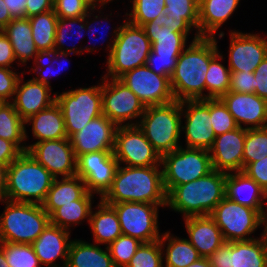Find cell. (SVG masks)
Wrapping results in <instances>:
<instances>
[{"label":"cell","instance_id":"obj_1","mask_svg":"<svg viewBox=\"0 0 267 267\" xmlns=\"http://www.w3.org/2000/svg\"><path fill=\"white\" fill-rule=\"evenodd\" d=\"M215 37L196 34L191 45L178 57L170 83L175 100H203L205 77L210 61L219 54Z\"/></svg>","mask_w":267,"mask_h":267},{"label":"cell","instance_id":"obj_2","mask_svg":"<svg viewBox=\"0 0 267 267\" xmlns=\"http://www.w3.org/2000/svg\"><path fill=\"white\" fill-rule=\"evenodd\" d=\"M157 166L116 169L111 187L101 197L105 203L140 202L167 205L163 172Z\"/></svg>","mask_w":267,"mask_h":267},{"label":"cell","instance_id":"obj_3","mask_svg":"<svg viewBox=\"0 0 267 267\" xmlns=\"http://www.w3.org/2000/svg\"><path fill=\"white\" fill-rule=\"evenodd\" d=\"M227 172L213 170L208 175L173 187L166 204L186 217L208 216L225 197Z\"/></svg>","mask_w":267,"mask_h":267},{"label":"cell","instance_id":"obj_4","mask_svg":"<svg viewBox=\"0 0 267 267\" xmlns=\"http://www.w3.org/2000/svg\"><path fill=\"white\" fill-rule=\"evenodd\" d=\"M54 177L28 152H22L7 167L5 198L9 201L42 204ZM28 197V198H27ZM29 197H35L32 200Z\"/></svg>","mask_w":267,"mask_h":267},{"label":"cell","instance_id":"obj_5","mask_svg":"<svg viewBox=\"0 0 267 267\" xmlns=\"http://www.w3.org/2000/svg\"><path fill=\"white\" fill-rule=\"evenodd\" d=\"M0 216V242L32 244L50 223L41 204L7 201Z\"/></svg>","mask_w":267,"mask_h":267},{"label":"cell","instance_id":"obj_6","mask_svg":"<svg viewBox=\"0 0 267 267\" xmlns=\"http://www.w3.org/2000/svg\"><path fill=\"white\" fill-rule=\"evenodd\" d=\"M183 101L174 100L163 105L148 106L138 126L160 157L177 148L180 135Z\"/></svg>","mask_w":267,"mask_h":267},{"label":"cell","instance_id":"obj_7","mask_svg":"<svg viewBox=\"0 0 267 267\" xmlns=\"http://www.w3.org/2000/svg\"><path fill=\"white\" fill-rule=\"evenodd\" d=\"M108 58L109 75L119 78L125 72L145 65L152 44L142 26L129 22L118 28Z\"/></svg>","mask_w":267,"mask_h":267},{"label":"cell","instance_id":"obj_8","mask_svg":"<svg viewBox=\"0 0 267 267\" xmlns=\"http://www.w3.org/2000/svg\"><path fill=\"white\" fill-rule=\"evenodd\" d=\"M210 151L177 148L161 157L163 183L168 193L173 187L197 180L213 171Z\"/></svg>","mask_w":267,"mask_h":267},{"label":"cell","instance_id":"obj_9","mask_svg":"<svg viewBox=\"0 0 267 267\" xmlns=\"http://www.w3.org/2000/svg\"><path fill=\"white\" fill-rule=\"evenodd\" d=\"M63 118L67 137L70 139L92 119L102 114V85L80 88L55 96Z\"/></svg>","mask_w":267,"mask_h":267},{"label":"cell","instance_id":"obj_10","mask_svg":"<svg viewBox=\"0 0 267 267\" xmlns=\"http://www.w3.org/2000/svg\"><path fill=\"white\" fill-rule=\"evenodd\" d=\"M220 228L227 242L248 241L245 238L264 223V217L255 209L243 206L224 197L209 215Z\"/></svg>","mask_w":267,"mask_h":267},{"label":"cell","instance_id":"obj_11","mask_svg":"<svg viewBox=\"0 0 267 267\" xmlns=\"http://www.w3.org/2000/svg\"><path fill=\"white\" fill-rule=\"evenodd\" d=\"M106 204L115 209L122 235L131 236L142 243L160 240L157 230V205L140 202Z\"/></svg>","mask_w":267,"mask_h":267},{"label":"cell","instance_id":"obj_12","mask_svg":"<svg viewBox=\"0 0 267 267\" xmlns=\"http://www.w3.org/2000/svg\"><path fill=\"white\" fill-rule=\"evenodd\" d=\"M118 79L140 99L145 107L163 105L175 100L170 78L156 74L149 65L145 64L127 71Z\"/></svg>","mask_w":267,"mask_h":267},{"label":"cell","instance_id":"obj_13","mask_svg":"<svg viewBox=\"0 0 267 267\" xmlns=\"http://www.w3.org/2000/svg\"><path fill=\"white\" fill-rule=\"evenodd\" d=\"M113 153L118 164L123 161L129 167L155 166L158 161L161 164V157L134 123L117 127Z\"/></svg>","mask_w":267,"mask_h":267},{"label":"cell","instance_id":"obj_14","mask_svg":"<svg viewBox=\"0 0 267 267\" xmlns=\"http://www.w3.org/2000/svg\"><path fill=\"white\" fill-rule=\"evenodd\" d=\"M208 260L211 267H267V234L261 240L225 241Z\"/></svg>","mask_w":267,"mask_h":267},{"label":"cell","instance_id":"obj_15","mask_svg":"<svg viewBox=\"0 0 267 267\" xmlns=\"http://www.w3.org/2000/svg\"><path fill=\"white\" fill-rule=\"evenodd\" d=\"M118 165L113 151L85 153L77 158L76 175L84 181L88 192L103 196L112 185Z\"/></svg>","mask_w":267,"mask_h":267},{"label":"cell","instance_id":"obj_16","mask_svg":"<svg viewBox=\"0 0 267 267\" xmlns=\"http://www.w3.org/2000/svg\"><path fill=\"white\" fill-rule=\"evenodd\" d=\"M27 152L54 178L58 174L64 177L76 175L77 158L69 138L36 142L27 147Z\"/></svg>","mask_w":267,"mask_h":267},{"label":"cell","instance_id":"obj_17","mask_svg":"<svg viewBox=\"0 0 267 267\" xmlns=\"http://www.w3.org/2000/svg\"><path fill=\"white\" fill-rule=\"evenodd\" d=\"M140 99L118 78L102 85V114L117 126L127 119L142 116L145 111Z\"/></svg>","mask_w":267,"mask_h":267},{"label":"cell","instance_id":"obj_18","mask_svg":"<svg viewBox=\"0 0 267 267\" xmlns=\"http://www.w3.org/2000/svg\"><path fill=\"white\" fill-rule=\"evenodd\" d=\"M117 127L105 115L92 119L70 138L76 158L85 153L114 151Z\"/></svg>","mask_w":267,"mask_h":267},{"label":"cell","instance_id":"obj_19","mask_svg":"<svg viewBox=\"0 0 267 267\" xmlns=\"http://www.w3.org/2000/svg\"><path fill=\"white\" fill-rule=\"evenodd\" d=\"M245 136L246 128L237 127L215 137L209 149L212 154L214 153L210 155L213 170L223 173L224 170H236V172L243 170Z\"/></svg>","mask_w":267,"mask_h":267},{"label":"cell","instance_id":"obj_20","mask_svg":"<svg viewBox=\"0 0 267 267\" xmlns=\"http://www.w3.org/2000/svg\"><path fill=\"white\" fill-rule=\"evenodd\" d=\"M267 56V40L257 35L231 32L230 71L254 72Z\"/></svg>","mask_w":267,"mask_h":267},{"label":"cell","instance_id":"obj_21","mask_svg":"<svg viewBox=\"0 0 267 267\" xmlns=\"http://www.w3.org/2000/svg\"><path fill=\"white\" fill-rule=\"evenodd\" d=\"M220 99L227 106L238 127H242V122L254 124V127L247 129L267 127V101L255 93L228 91Z\"/></svg>","mask_w":267,"mask_h":267},{"label":"cell","instance_id":"obj_22","mask_svg":"<svg viewBox=\"0 0 267 267\" xmlns=\"http://www.w3.org/2000/svg\"><path fill=\"white\" fill-rule=\"evenodd\" d=\"M189 103L186 113V139L188 148L209 150L215 140L209 115V98L203 100H186Z\"/></svg>","mask_w":267,"mask_h":267},{"label":"cell","instance_id":"obj_23","mask_svg":"<svg viewBox=\"0 0 267 267\" xmlns=\"http://www.w3.org/2000/svg\"><path fill=\"white\" fill-rule=\"evenodd\" d=\"M187 34L173 32V36L154 37V43L152 44L151 52L149 53L146 61V65H154L158 62L159 68L152 69L158 75L171 77L177 64L178 57L182 53L185 47V41ZM158 66V65H156Z\"/></svg>","mask_w":267,"mask_h":267},{"label":"cell","instance_id":"obj_24","mask_svg":"<svg viewBox=\"0 0 267 267\" xmlns=\"http://www.w3.org/2000/svg\"><path fill=\"white\" fill-rule=\"evenodd\" d=\"M185 222L190 236L188 241L201 257L208 258L225 242L220 228L209 215L186 217Z\"/></svg>","mask_w":267,"mask_h":267},{"label":"cell","instance_id":"obj_25","mask_svg":"<svg viewBox=\"0 0 267 267\" xmlns=\"http://www.w3.org/2000/svg\"><path fill=\"white\" fill-rule=\"evenodd\" d=\"M20 81L19 78L15 90L17 96L12 104L24 121L56 102V98L51 99L48 94L50 86L31 79L19 87Z\"/></svg>","mask_w":267,"mask_h":267},{"label":"cell","instance_id":"obj_26","mask_svg":"<svg viewBox=\"0 0 267 267\" xmlns=\"http://www.w3.org/2000/svg\"><path fill=\"white\" fill-rule=\"evenodd\" d=\"M69 232L64 228L48 224L40 236L31 244L40 263L52 264L54 260L60 256L65 258V266L68 260L69 248L68 242Z\"/></svg>","mask_w":267,"mask_h":267},{"label":"cell","instance_id":"obj_27","mask_svg":"<svg viewBox=\"0 0 267 267\" xmlns=\"http://www.w3.org/2000/svg\"><path fill=\"white\" fill-rule=\"evenodd\" d=\"M247 190L251 192V196L240 199L241 193ZM259 195L267 198L266 191L244 172L239 171L235 175L226 174L225 197L233 202L257 210L264 217L266 214L262 209Z\"/></svg>","mask_w":267,"mask_h":267},{"label":"cell","instance_id":"obj_28","mask_svg":"<svg viewBox=\"0 0 267 267\" xmlns=\"http://www.w3.org/2000/svg\"><path fill=\"white\" fill-rule=\"evenodd\" d=\"M2 31L11 42L15 59L19 58L24 63L35 54L36 61L44 60L34 44L29 18L13 19Z\"/></svg>","mask_w":267,"mask_h":267},{"label":"cell","instance_id":"obj_29","mask_svg":"<svg viewBox=\"0 0 267 267\" xmlns=\"http://www.w3.org/2000/svg\"><path fill=\"white\" fill-rule=\"evenodd\" d=\"M240 0H199V25L200 37H213L212 34L233 13ZM211 34V36H210Z\"/></svg>","mask_w":267,"mask_h":267},{"label":"cell","instance_id":"obj_30","mask_svg":"<svg viewBox=\"0 0 267 267\" xmlns=\"http://www.w3.org/2000/svg\"><path fill=\"white\" fill-rule=\"evenodd\" d=\"M78 182H81L82 185L81 183L78 184ZM87 192L84 181L78 175L63 177L61 182L54 178L41 205L50 216L57 208L81 199Z\"/></svg>","mask_w":267,"mask_h":267},{"label":"cell","instance_id":"obj_31","mask_svg":"<svg viewBox=\"0 0 267 267\" xmlns=\"http://www.w3.org/2000/svg\"><path fill=\"white\" fill-rule=\"evenodd\" d=\"M33 121V134L40 139L56 140L68 138L62 111L57 102L28 118L25 123Z\"/></svg>","mask_w":267,"mask_h":267},{"label":"cell","instance_id":"obj_32","mask_svg":"<svg viewBox=\"0 0 267 267\" xmlns=\"http://www.w3.org/2000/svg\"><path fill=\"white\" fill-rule=\"evenodd\" d=\"M100 202L98 206L100 210L95 214H92L91 211L89 222L96 243H108L109 245L122 235V231L115 209L102 200Z\"/></svg>","mask_w":267,"mask_h":267},{"label":"cell","instance_id":"obj_33","mask_svg":"<svg viewBox=\"0 0 267 267\" xmlns=\"http://www.w3.org/2000/svg\"><path fill=\"white\" fill-rule=\"evenodd\" d=\"M52 267H55L52 266ZM66 267H115L111 255L98 246L71 242Z\"/></svg>","mask_w":267,"mask_h":267},{"label":"cell","instance_id":"obj_34","mask_svg":"<svg viewBox=\"0 0 267 267\" xmlns=\"http://www.w3.org/2000/svg\"><path fill=\"white\" fill-rule=\"evenodd\" d=\"M32 38L38 51L43 55L52 53L55 45L56 24L58 17L54 10H49L29 18Z\"/></svg>","mask_w":267,"mask_h":267},{"label":"cell","instance_id":"obj_35","mask_svg":"<svg viewBox=\"0 0 267 267\" xmlns=\"http://www.w3.org/2000/svg\"><path fill=\"white\" fill-rule=\"evenodd\" d=\"M24 123L12 103L3 102L0 105V137L13 142L22 152H27V147L19 145L26 138Z\"/></svg>","mask_w":267,"mask_h":267},{"label":"cell","instance_id":"obj_36","mask_svg":"<svg viewBox=\"0 0 267 267\" xmlns=\"http://www.w3.org/2000/svg\"><path fill=\"white\" fill-rule=\"evenodd\" d=\"M91 196L87 192L81 199L57 208L50 216V224L68 229V224L83 220L91 215ZM69 222V223H68Z\"/></svg>","mask_w":267,"mask_h":267},{"label":"cell","instance_id":"obj_37","mask_svg":"<svg viewBox=\"0 0 267 267\" xmlns=\"http://www.w3.org/2000/svg\"><path fill=\"white\" fill-rule=\"evenodd\" d=\"M221 58V55H216L211 61L206 73L205 83L206 88L209 90V95L206 99L221 98L229 91L231 71L226 69L217 60Z\"/></svg>","mask_w":267,"mask_h":267},{"label":"cell","instance_id":"obj_38","mask_svg":"<svg viewBox=\"0 0 267 267\" xmlns=\"http://www.w3.org/2000/svg\"><path fill=\"white\" fill-rule=\"evenodd\" d=\"M170 239L166 252V267H187L201 258L188 240L172 237Z\"/></svg>","mask_w":267,"mask_h":267},{"label":"cell","instance_id":"obj_39","mask_svg":"<svg viewBox=\"0 0 267 267\" xmlns=\"http://www.w3.org/2000/svg\"><path fill=\"white\" fill-rule=\"evenodd\" d=\"M267 156V127L246 128L243 152V169L250 163Z\"/></svg>","mask_w":267,"mask_h":267},{"label":"cell","instance_id":"obj_40","mask_svg":"<svg viewBox=\"0 0 267 267\" xmlns=\"http://www.w3.org/2000/svg\"><path fill=\"white\" fill-rule=\"evenodd\" d=\"M142 27L153 44L154 37L173 36V32L187 34L192 26L186 20L170 19L164 13Z\"/></svg>","mask_w":267,"mask_h":267},{"label":"cell","instance_id":"obj_41","mask_svg":"<svg viewBox=\"0 0 267 267\" xmlns=\"http://www.w3.org/2000/svg\"><path fill=\"white\" fill-rule=\"evenodd\" d=\"M0 243L9 267H38L40 260L31 244Z\"/></svg>","mask_w":267,"mask_h":267},{"label":"cell","instance_id":"obj_42","mask_svg":"<svg viewBox=\"0 0 267 267\" xmlns=\"http://www.w3.org/2000/svg\"><path fill=\"white\" fill-rule=\"evenodd\" d=\"M162 237L160 240L142 243L126 267H162L161 246L163 241L169 239V233Z\"/></svg>","mask_w":267,"mask_h":267},{"label":"cell","instance_id":"obj_43","mask_svg":"<svg viewBox=\"0 0 267 267\" xmlns=\"http://www.w3.org/2000/svg\"><path fill=\"white\" fill-rule=\"evenodd\" d=\"M198 6L199 0H165V15L174 20H186L198 28Z\"/></svg>","mask_w":267,"mask_h":267},{"label":"cell","instance_id":"obj_44","mask_svg":"<svg viewBox=\"0 0 267 267\" xmlns=\"http://www.w3.org/2000/svg\"><path fill=\"white\" fill-rule=\"evenodd\" d=\"M142 242L136 238L120 235L107 246L115 267H126Z\"/></svg>","mask_w":267,"mask_h":267},{"label":"cell","instance_id":"obj_45","mask_svg":"<svg viewBox=\"0 0 267 267\" xmlns=\"http://www.w3.org/2000/svg\"><path fill=\"white\" fill-rule=\"evenodd\" d=\"M210 122L215 136L236 129L238 126L227 106L220 98L209 99Z\"/></svg>","mask_w":267,"mask_h":267},{"label":"cell","instance_id":"obj_46","mask_svg":"<svg viewBox=\"0 0 267 267\" xmlns=\"http://www.w3.org/2000/svg\"><path fill=\"white\" fill-rule=\"evenodd\" d=\"M132 24L143 26L165 13V0H133Z\"/></svg>","mask_w":267,"mask_h":267},{"label":"cell","instance_id":"obj_47","mask_svg":"<svg viewBox=\"0 0 267 267\" xmlns=\"http://www.w3.org/2000/svg\"><path fill=\"white\" fill-rule=\"evenodd\" d=\"M90 6L85 0H58L53 4V10L57 17L75 18L86 16Z\"/></svg>","mask_w":267,"mask_h":267},{"label":"cell","instance_id":"obj_48","mask_svg":"<svg viewBox=\"0 0 267 267\" xmlns=\"http://www.w3.org/2000/svg\"><path fill=\"white\" fill-rule=\"evenodd\" d=\"M229 91L254 93V72L231 71Z\"/></svg>","mask_w":267,"mask_h":267},{"label":"cell","instance_id":"obj_49","mask_svg":"<svg viewBox=\"0 0 267 267\" xmlns=\"http://www.w3.org/2000/svg\"><path fill=\"white\" fill-rule=\"evenodd\" d=\"M19 77L12 70L0 67V101L8 102L6 99L15 94Z\"/></svg>","mask_w":267,"mask_h":267},{"label":"cell","instance_id":"obj_50","mask_svg":"<svg viewBox=\"0 0 267 267\" xmlns=\"http://www.w3.org/2000/svg\"><path fill=\"white\" fill-rule=\"evenodd\" d=\"M242 172L252 178L267 193V156L257 162L248 164Z\"/></svg>","mask_w":267,"mask_h":267},{"label":"cell","instance_id":"obj_51","mask_svg":"<svg viewBox=\"0 0 267 267\" xmlns=\"http://www.w3.org/2000/svg\"><path fill=\"white\" fill-rule=\"evenodd\" d=\"M86 16H82V17H75V18H60L58 17V21L56 24V35H55V45H54V51L52 53H45L43 54V57L47 58L49 56H51V54L53 55H59L58 50H56L55 48H57V45L61 43V45H64V39H65V34L68 35L69 33L66 32L65 28L67 27V25L74 27V23L78 22H84ZM68 21L70 22V24L68 23ZM72 22V23H71ZM85 27L83 25L80 24V28L79 29H84ZM81 31H79L80 33ZM65 33V34H64ZM73 36V34H72ZM82 37V35H81Z\"/></svg>","mask_w":267,"mask_h":267},{"label":"cell","instance_id":"obj_52","mask_svg":"<svg viewBox=\"0 0 267 267\" xmlns=\"http://www.w3.org/2000/svg\"><path fill=\"white\" fill-rule=\"evenodd\" d=\"M254 93L267 101V56L254 71Z\"/></svg>","mask_w":267,"mask_h":267},{"label":"cell","instance_id":"obj_53","mask_svg":"<svg viewBox=\"0 0 267 267\" xmlns=\"http://www.w3.org/2000/svg\"><path fill=\"white\" fill-rule=\"evenodd\" d=\"M22 151L11 141L0 137V164L9 166Z\"/></svg>","mask_w":267,"mask_h":267},{"label":"cell","instance_id":"obj_54","mask_svg":"<svg viewBox=\"0 0 267 267\" xmlns=\"http://www.w3.org/2000/svg\"><path fill=\"white\" fill-rule=\"evenodd\" d=\"M15 60L11 42L7 36L0 30V67L9 68L10 63Z\"/></svg>","mask_w":267,"mask_h":267},{"label":"cell","instance_id":"obj_55","mask_svg":"<svg viewBox=\"0 0 267 267\" xmlns=\"http://www.w3.org/2000/svg\"><path fill=\"white\" fill-rule=\"evenodd\" d=\"M53 10V3L50 0H26L25 18Z\"/></svg>","mask_w":267,"mask_h":267},{"label":"cell","instance_id":"obj_56","mask_svg":"<svg viewBox=\"0 0 267 267\" xmlns=\"http://www.w3.org/2000/svg\"><path fill=\"white\" fill-rule=\"evenodd\" d=\"M13 19L25 18L26 0H4Z\"/></svg>","mask_w":267,"mask_h":267},{"label":"cell","instance_id":"obj_57","mask_svg":"<svg viewBox=\"0 0 267 267\" xmlns=\"http://www.w3.org/2000/svg\"><path fill=\"white\" fill-rule=\"evenodd\" d=\"M13 18L6 7L4 0H0V30H2Z\"/></svg>","mask_w":267,"mask_h":267},{"label":"cell","instance_id":"obj_58","mask_svg":"<svg viewBox=\"0 0 267 267\" xmlns=\"http://www.w3.org/2000/svg\"><path fill=\"white\" fill-rule=\"evenodd\" d=\"M7 188V166L0 164V199L5 198Z\"/></svg>","mask_w":267,"mask_h":267},{"label":"cell","instance_id":"obj_59","mask_svg":"<svg viewBox=\"0 0 267 267\" xmlns=\"http://www.w3.org/2000/svg\"><path fill=\"white\" fill-rule=\"evenodd\" d=\"M187 267H211V265L208 258L201 257L200 259H198L197 261H195L194 263H192Z\"/></svg>","mask_w":267,"mask_h":267},{"label":"cell","instance_id":"obj_60","mask_svg":"<svg viewBox=\"0 0 267 267\" xmlns=\"http://www.w3.org/2000/svg\"><path fill=\"white\" fill-rule=\"evenodd\" d=\"M0 267H9L6 261L4 251L0 248Z\"/></svg>","mask_w":267,"mask_h":267},{"label":"cell","instance_id":"obj_61","mask_svg":"<svg viewBox=\"0 0 267 267\" xmlns=\"http://www.w3.org/2000/svg\"><path fill=\"white\" fill-rule=\"evenodd\" d=\"M95 1H98V0H85V2L90 6V7H92V9H94L95 8V5H97V4H94V2ZM99 2H101L102 4H105V2H109V0H99Z\"/></svg>","mask_w":267,"mask_h":267},{"label":"cell","instance_id":"obj_62","mask_svg":"<svg viewBox=\"0 0 267 267\" xmlns=\"http://www.w3.org/2000/svg\"><path fill=\"white\" fill-rule=\"evenodd\" d=\"M49 72V71H48ZM47 72V73H48ZM47 75H46V73H45V76L43 75L42 77H41V79H38L37 77L36 78H34V80L35 81H37V82H41L43 85H46V86H49L48 84H49V81L47 80Z\"/></svg>","mask_w":267,"mask_h":267},{"label":"cell","instance_id":"obj_63","mask_svg":"<svg viewBox=\"0 0 267 267\" xmlns=\"http://www.w3.org/2000/svg\"><path fill=\"white\" fill-rule=\"evenodd\" d=\"M266 218H267V217H266V215H265V216H264V222H266V221H265V220H266ZM265 226H266V228H265V231H264V233H265V234H267V225H265Z\"/></svg>","mask_w":267,"mask_h":267},{"label":"cell","instance_id":"obj_64","mask_svg":"<svg viewBox=\"0 0 267 267\" xmlns=\"http://www.w3.org/2000/svg\"><path fill=\"white\" fill-rule=\"evenodd\" d=\"M53 4L56 3L58 0H50Z\"/></svg>","mask_w":267,"mask_h":267}]
</instances>
